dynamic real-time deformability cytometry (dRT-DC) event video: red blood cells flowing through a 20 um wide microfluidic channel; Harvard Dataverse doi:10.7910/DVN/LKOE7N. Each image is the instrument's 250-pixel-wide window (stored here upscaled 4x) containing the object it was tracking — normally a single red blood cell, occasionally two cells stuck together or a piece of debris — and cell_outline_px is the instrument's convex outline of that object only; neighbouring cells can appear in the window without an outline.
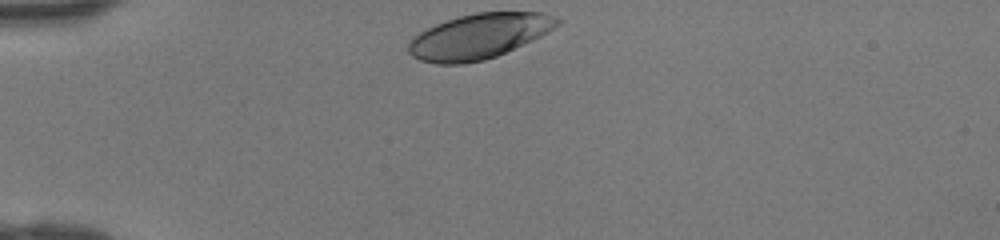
{"species": "human", "species_latin": "Homo sapiens", "temperature_condition": "room temperature", "stored_images_in_passage": 28, "camera_frame_rate_fps": 3000, "um_per_image_px": 0.085, "donor": {"sex": "female"}, "frame": {"image": 1, "passage_image": 1, "time_ms": 0.0, "image_size_px": [1000, 240], "cell_outline_px": [[564, 20], [560, 24], [548, 32], [540, 36], [496, 56], [484, 60], [464, 64], [436, 64], [420, 60], [412, 56], [408, 52], [408, 44], [420, 32], [436, 24], [460, 16], [476, 12], [540, 12], [556, 16]], "centroid_in_image_um": [40.74, 3.08], "position_along_channel_um": 44.3, "area_um2": 38.84}}
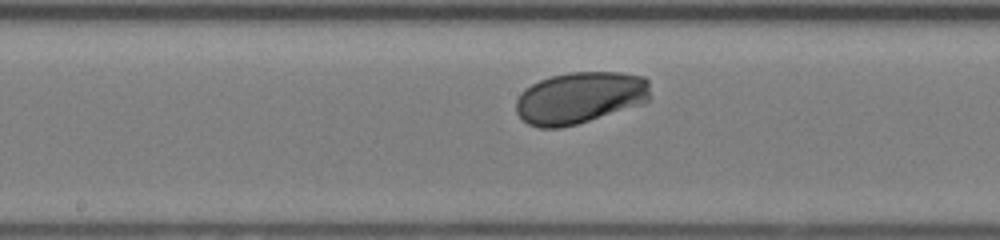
{"frame": {"image": 2, "passage_image": 14, "time_ms": 4.333, "image_size_px": [1000, 240], "cell_outline_px": [[648, 100], [644, 104], [576, 124], [560, 128], [540, 128], [528, 124], [516, 112], [516, 100], [520, 92], [524, 88], [540, 80], [552, 76], [568, 72], [620, 72], [644, 76], [648, 80]], "centroid_in_image_um": [49.28, 8.3], "position_along_channel_um": 198.9, "area_um2": 40.63}}
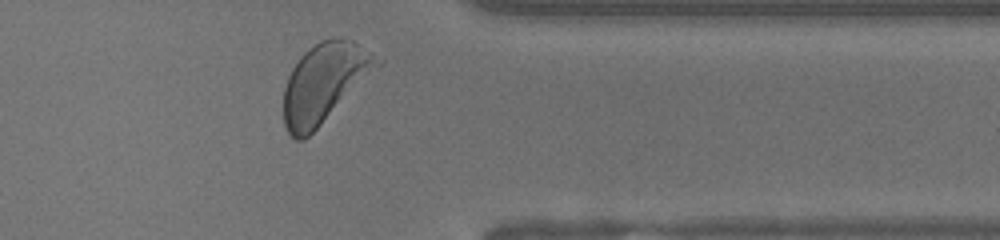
{"frame": {"image": 3, "passage_image": 27, "time_ms": 8.667, "image_size_px": [1000, 240], "cell_outline_px": [[384, 60], [304, 140], [296, 140], [288, 132], [284, 124], [284, 88], [288, 76], [292, 68], [300, 56], [308, 48], [320, 40], [332, 36], [336, 36], [352, 40], [372, 52]], "centroid_in_image_um": [27.54, 6.98], "position_along_channel_um": 383.9, "area_um2": 42.37}}